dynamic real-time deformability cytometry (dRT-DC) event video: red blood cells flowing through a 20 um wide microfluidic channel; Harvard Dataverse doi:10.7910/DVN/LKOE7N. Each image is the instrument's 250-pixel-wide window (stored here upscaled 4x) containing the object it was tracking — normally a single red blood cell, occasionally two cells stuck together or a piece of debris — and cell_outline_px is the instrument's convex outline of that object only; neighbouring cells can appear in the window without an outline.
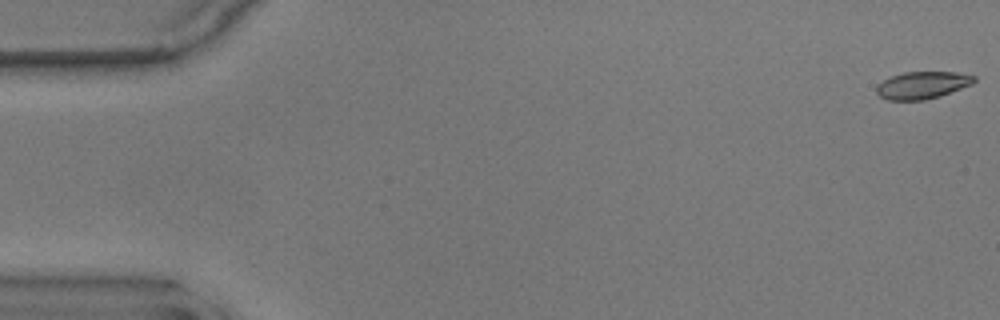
{"species": "common noctule bat (a hibernating species)", "species_latin": "Nyctalus noctula", "temperature_condition": "warm", "stored_images_in_passage": 34, "camera_frame_rate_fps": 3000, "um_per_image_px": 0.085, "animal": {"sex": "male", "body_mass_g": 17.9}, "frame": {"image": 1, "passage_image": 1, "time_ms": 0.0, "image_size_px": [1000, 320], "cell_outline_px": [[976, 80], [972, 84], [940, 96], [924, 100], [888, 100], [880, 96], [876, 92], [876, 88], [884, 80], [892, 76], [904, 72], [956, 72], [976, 76]], "centroid_in_image_um": [78.42, 7.24], "position_along_channel_um": 6.6, "area_um2": 15.37}}
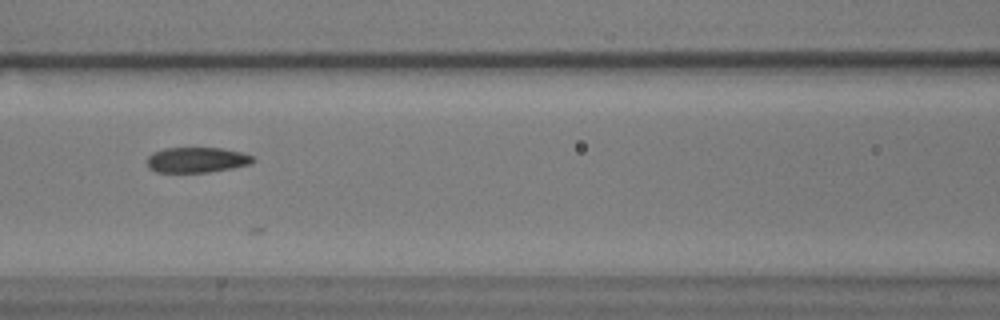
{"frame": {"image": 2, "passage_image": 25, "time_ms": 8.0, "image_size_px": [1000, 320], "cell_outline_px": [[256, 160], [252, 164], [232, 168], [208, 172], [156, 172], [148, 168], [148, 156], [152, 152], [164, 148], [220, 148], [244, 152], [252, 156]], "centroid_in_image_um": [16.75, 13.59], "position_along_channel_um": 149.9, "area_um2": 15.78}}
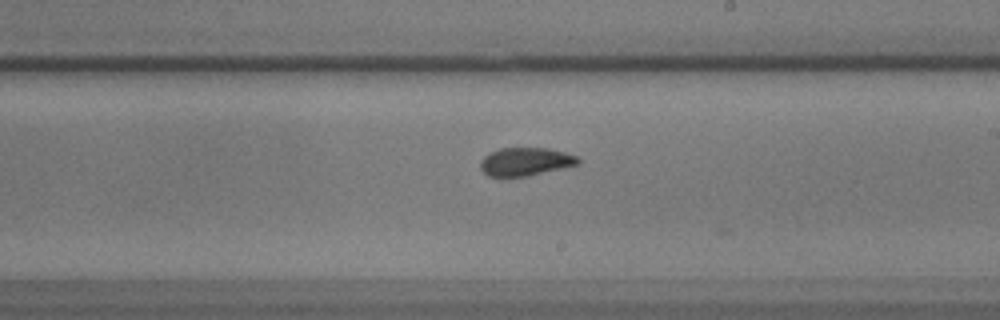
{"frame": {"image": 3, "passage_image": 33, "time_ms": 10.667, "image_size_px": [1000, 320], "cell_outline_px": [[580, 164], [528, 176], [488, 176], [480, 168], [480, 160], [488, 152], [500, 148], [548, 148], [580, 156]], "centroid_in_image_um": [44.68, 13.73], "position_along_channel_um": 244.3, "area_um2": 16.18}}